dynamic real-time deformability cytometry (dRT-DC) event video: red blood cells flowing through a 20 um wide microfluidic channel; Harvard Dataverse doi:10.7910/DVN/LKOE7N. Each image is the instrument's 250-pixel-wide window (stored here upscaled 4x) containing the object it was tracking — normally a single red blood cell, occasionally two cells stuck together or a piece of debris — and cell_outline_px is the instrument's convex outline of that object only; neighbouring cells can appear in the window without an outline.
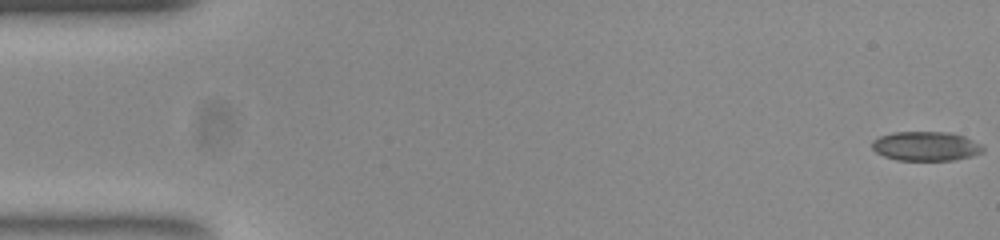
{"species": "common noctule bat (a hibernating species)", "species_latin": "Nyctalus noctula", "temperature_condition": "room temperature", "stored_images_in_passage": 54, "camera_frame_rate_fps": 3000, "um_per_image_px": 0.085, "animal": {"sex": "female", "body_mass_g": 23.0, "forearm_length_mm": 53.4}, "frame": {"image": 1, "passage_image": 1, "time_ms": 0.0, "image_size_px": [1000, 240], "cell_outline_px": [[984, 148], [980, 152], [968, 156], [952, 160], [896, 160], [884, 156], [876, 152], [872, 148], [872, 140], [880, 136], [892, 132], [948, 132], [964, 136], [980, 144]], "centroid_in_image_um": [78.64, 12.41], "position_along_channel_um": 6.4, "area_um2": 18.73}}
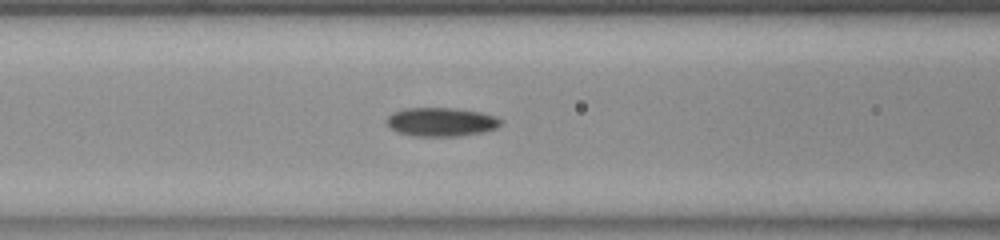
{"frame": {"image": 2, "passage_image": 22, "time_ms": 7.0, "image_size_px": [1000, 240], "cell_outline_px": [[500, 124], [496, 128], [480, 132], [456, 136], [412, 136], [396, 132], [388, 124], [388, 116], [392, 112], [404, 108], [456, 108], [480, 112], [496, 116], [500, 120]], "centroid_in_image_um": [37.47, 10.36], "position_along_channel_um": 129.1, "area_um2": 18.96}}
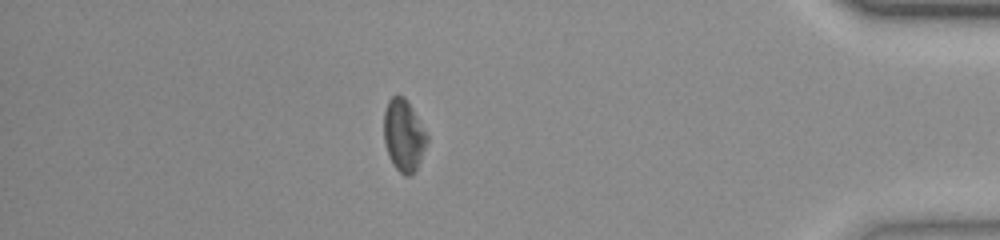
{"frame": {"image": 3, "passage_image": 47, "time_ms": 15.333, "image_size_px": [1000, 240], "cell_outline_px": [[428, 140], [420, 160], [416, 168], [408, 176], [404, 176], [392, 164], [388, 156], [384, 140], [384, 112], [388, 100], [392, 96], [404, 96], [412, 108], [428, 136]], "centroid_in_image_um": [34.29, 11.5], "position_along_channel_um": 400.9, "area_um2": 17.86}, "authors_computed_cell_mechanics": {"area_um2": 18.4382, "velocity_mm_per_s": 3.7927, "shape_relaxation_time_tau1_ms": null, "shape_relaxation_time_tau2_ms": 6.0544, "deformation_change_tau1": null, "deformation_change_tau2": 0.1186}}